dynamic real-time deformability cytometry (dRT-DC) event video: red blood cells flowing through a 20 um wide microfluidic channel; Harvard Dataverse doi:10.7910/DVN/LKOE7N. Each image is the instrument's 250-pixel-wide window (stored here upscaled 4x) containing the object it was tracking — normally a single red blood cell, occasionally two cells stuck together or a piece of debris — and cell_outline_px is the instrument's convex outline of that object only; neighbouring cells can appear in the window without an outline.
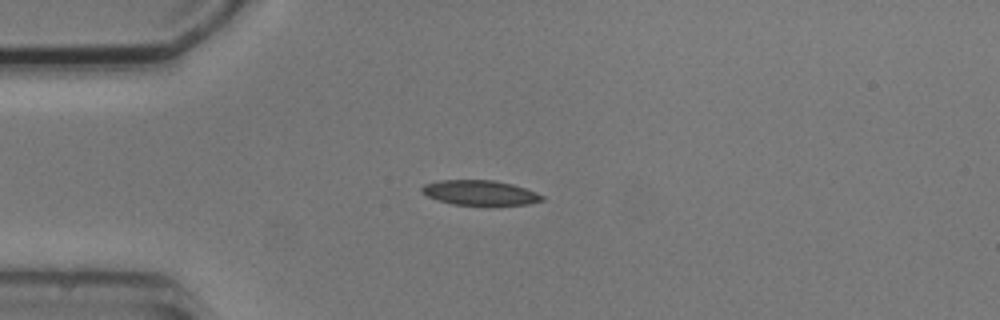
{"species": "common noctule bat (a hibernating species)", "species_latin": "Nyctalus noctula", "temperature_condition": "cold", "stored_images_in_passage": 6, "camera_frame_rate_fps": 3000, "um_per_image_px": 0.085, "animal": {"sex": "male", "body_mass_g": 20.5, "forearm_length_mm": 52.5}, "frame": {"image": 1, "passage_image": 3, "time_ms": 2.333, "image_size_px": [1000, 320], "cell_outline_px": [[544, 200], [528, 204], [452, 204], [428, 196], [420, 192], [420, 188], [424, 184], [440, 180], [492, 180], [512, 184], [536, 192], [544, 196]], "centroid_in_image_um": [40.77, 16.36], "position_along_channel_um": 44.2, "area_um2": 17.11}}
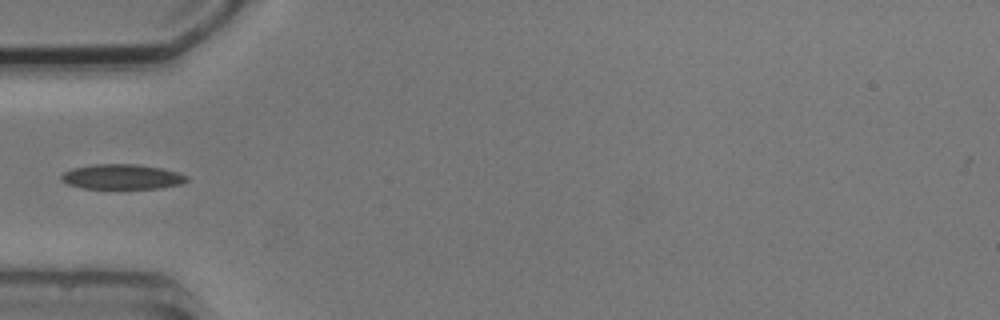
{"frame": {"image": 2, "passage_image": 4, "time_ms": 3.667, "image_size_px": [1000, 320], "cell_outline_px": [[188, 180], [180, 184], [160, 188], [84, 188], [68, 184], [60, 180], [60, 176], [64, 172], [72, 168], [92, 164], [136, 164], [164, 168], [188, 176]], "centroid_in_image_um": [10.36, 15.01], "position_along_channel_um": 74.6, "area_um2": 18.26}}